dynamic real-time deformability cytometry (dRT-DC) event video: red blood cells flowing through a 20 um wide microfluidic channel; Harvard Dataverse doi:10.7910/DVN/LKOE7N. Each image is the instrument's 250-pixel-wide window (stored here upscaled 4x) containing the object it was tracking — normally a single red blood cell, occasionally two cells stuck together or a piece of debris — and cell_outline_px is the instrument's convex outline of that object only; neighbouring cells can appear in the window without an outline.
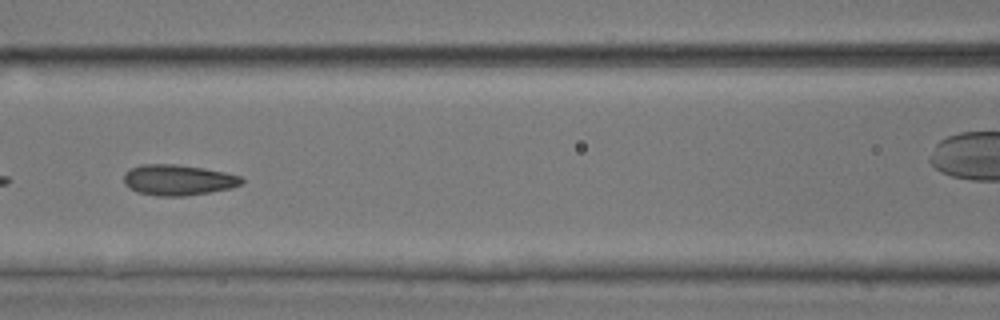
{"species": "common noctule bat (a hibernating species)", "species_latin": "Nyctalus noctula", "temperature_condition": "room temperature", "stored_images_in_passage": 54, "camera_frame_rate_fps": 3000, "um_per_image_px": 0.085, "animal": {"sex": "male", "body_mass_g": 17.9, "forearm_length_mm": 54.2}, "frame": {"image": 1, "passage_image": 24, "time_ms": 7.667, "image_size_px": [1000, 320], "cell_outline_px": [[244, 180], [240, 184], [228, 188], [208, 192], [184, 196], [156, 196], [136, 192], [128, 188], [124, 184], [124, 172], [140, 164], [176, 164], [204, 168], [224, 172], [240, 176]], "centroid_in_image_um": [15.07, 15.29], "position_along_channel_um": 151.5, "area_um2": 21.04}, "authors_computed_cell_mechanics": {"area_um2": 20.8658, "velocity_mm_per_s": 3.9255, "shape_relaxation_time_tau1_ms": 5.3949, "shape_relaxation_time_tau2_ms": 1.2053, "deformation_change_tau1": 0.1252, "deformation_change_tau2": 0.0735}}